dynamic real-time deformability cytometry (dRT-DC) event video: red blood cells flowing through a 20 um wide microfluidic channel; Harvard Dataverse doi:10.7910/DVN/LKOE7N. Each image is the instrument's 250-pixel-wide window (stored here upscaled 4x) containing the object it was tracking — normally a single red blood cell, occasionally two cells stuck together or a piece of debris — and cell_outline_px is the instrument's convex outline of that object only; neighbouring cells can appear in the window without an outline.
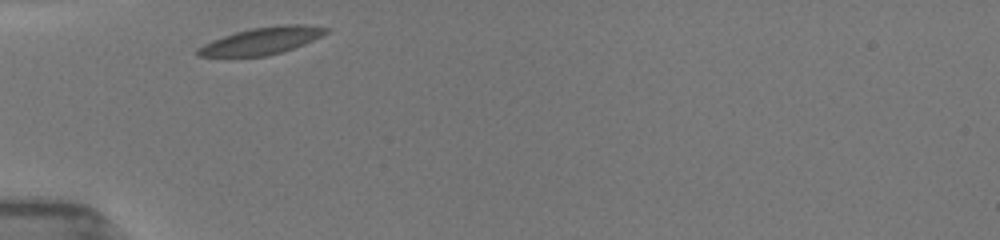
{"species": "common noctule bat (a hibernating species)", "species_latin": "Nyctalus noctula", "temperature_condition": "room temperature", "stored_images_in_passage": 7, "camera_frame_rate_fps": 3000, "um_per_image_px": 0.085, "animal": {"sex": "female", "body_mass_g": 19.5, "forearm_length_mm": 54.1}, "frame": {"image": 1, "passage_image": 1, "time_ms": 0.0, "image_size_px": [1000, 240], "cell_outline_px": [[328, 32], [304, 44], [280, 52], [264, 56], [196, 56], [196, 48], [204, 44], [224, 36], [236, 32], [252, 28], [284, 24], [304, 24], [328, 28]], "centroid_in_image_um": [22.24, 3.46], "position_along_channel_um": 62.8, "area_um2": 19.83}}
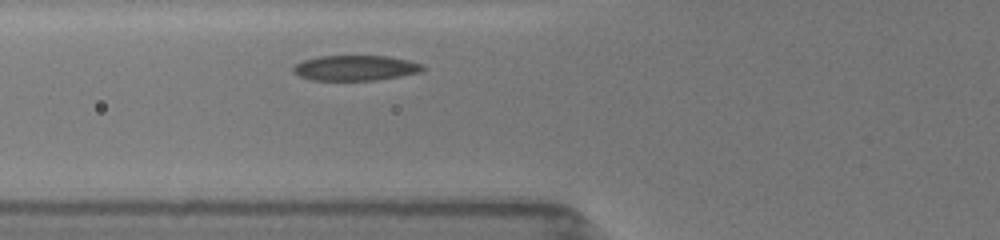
{"frame": {"image": 2, "passage_image": 5, "time_ms": 1.0, "image_size_px": [1000, 240], "cell_outline_px": [[424, 68], [420, 72], [400, 76], [376, 80], [312, 80], [300, 76], [292, 72], [292, 68], [296, 64], [304, 60], [320, 56], [388, 56], [408, 60], [424, 64]], "centroid_in_image_um": [30.21, 5.77], "position_along_channel_um": 95.6, "area_um2": 19.02}}